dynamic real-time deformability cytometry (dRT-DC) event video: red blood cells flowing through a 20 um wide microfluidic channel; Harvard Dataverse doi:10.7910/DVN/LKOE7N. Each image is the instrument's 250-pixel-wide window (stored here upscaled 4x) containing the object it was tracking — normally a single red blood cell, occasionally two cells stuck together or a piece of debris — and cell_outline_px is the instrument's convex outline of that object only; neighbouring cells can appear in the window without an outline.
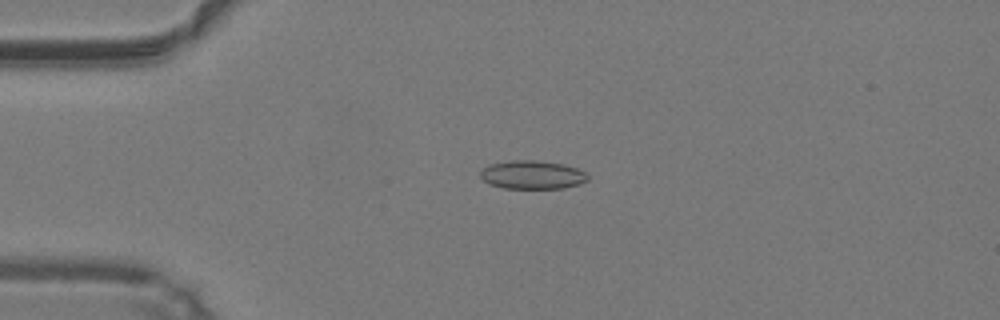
{"species": "common noctule bat (a hibernating species)", "species_latin": "Nyctalus noctula", "temperature_condition": "warm", "stored_images_in_passage": 48, "camera_frame_rate_fps": 3000, "um_per_image_px": 0.085, "animal": {"sex": "male", "body_mass_g": 19.2, "forearm_length_mm": 51.8}, "frame": {"image": 1, "passage_image": 11, "time_ms": 3.333, "image_size_px": [1000, 320], "cell_outline_px": [[588, 180], [580, 184], [564, 188], [504, 188], [488, 184], [480, 176], [480, 172], [488, 164], [512, 160], [536, 160], [564, 164], [576, 168], [584, 172], [588, 176]], "centroid_in_image_um": [45.23, 14.85], "position_along_channel_um": 39.8, "area_um2": 17.86}}
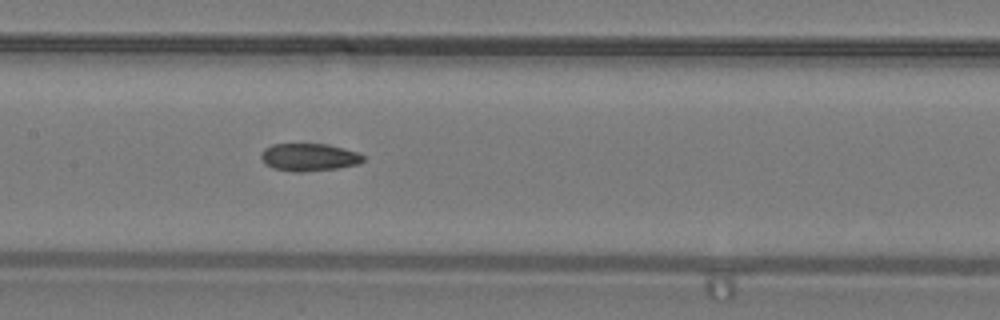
{"frame": {"image": 2, "passage_image": 23, "time_ms": 7.333, "image_size_px": [1000, 320], "cell_outline_px": [[364, 160], [360, 164], [336, 168], [300, 172], [292, 172], [272, 168], [264, 164], [260, 156], [260, 152], [264, 148], [272, 144], [328, 144], [360, 152], [364, 156]], "centroid_in_image_um": [26.25, 13.36], "position_along_channel_um": 181.1, "area_um2": 16.7}}
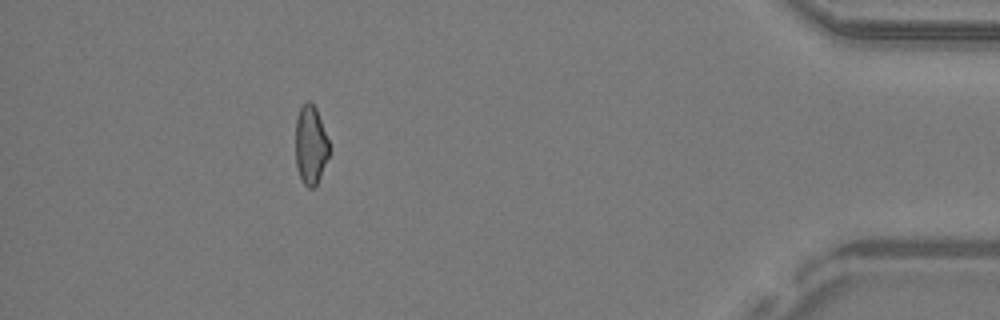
{"frame": {"image": 3, "passage_image": 43, "time_ms": 14.0, "image_size_px": [1000, 320], "cell_outline_px": [[328, 156], [320, 176], [316, 184], [312, 188], [308, 188], [304, 184], [296, 168], [296, 120], [300, 108], [308, 100], [316, 108], [328, 140]], "centroid_in_image_um": [26.38, 12.33], "position_along_channel_um": 408.8, "area_um2": 15.09}, "authors_computed_cell_mechanics": {"area_um2": 16.7331, "velocity_mm_per_s": 4.2574, "shape_relaxation_time_tau1_ms": null, "shape_relaxation_time_tau2_ms": 3.254, "deformation_change_tau1": null, "deformation_change_tau2": 0.1053}}